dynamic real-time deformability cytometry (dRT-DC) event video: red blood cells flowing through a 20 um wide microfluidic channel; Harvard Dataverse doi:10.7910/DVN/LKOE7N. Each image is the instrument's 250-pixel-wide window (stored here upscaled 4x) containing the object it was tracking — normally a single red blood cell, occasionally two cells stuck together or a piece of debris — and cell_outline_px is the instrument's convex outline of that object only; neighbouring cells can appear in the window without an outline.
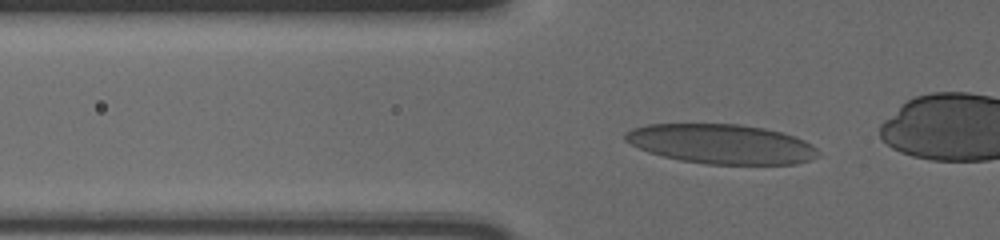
{"species": "human", "species_latin": "Homo sapiens", "temperature_condition": "cold", "stored_images_in_passage": 49, "camera_frame_rate_fps": 3000, "um_per_image_px": 0.085, "donor": {"sex": "male"}, "frame": {"image": 1, "passage_image": 18, "time_ms": 5.667, "image_size_px": [1000, 240], "cell_outline_px": [[820, 156], [796, 164], [708, 164], [680, 160], [648, 152], [624, 140], [624, 132], [632, 128], [648, 124], [740, 124], [764, 128], [780, 132], [804, 140], [812, 144], [816, 148]], "centroid_in_image_um": [61.31, 12.23], "position_along_channel_um": 64.5, "area_um2": 44.39}}
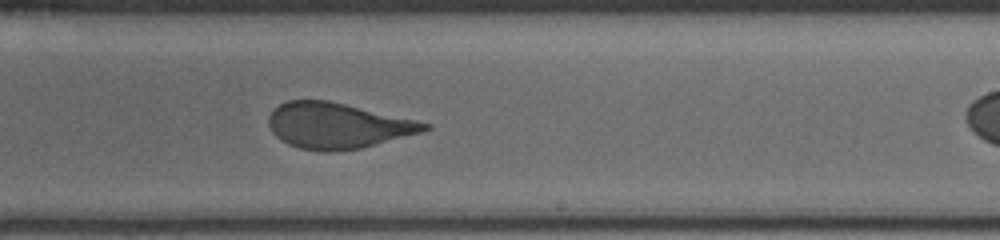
{"frame": {"image": 2, "passage_image": 35, "time_ms": 11.333, "image_size_px": [1000, 240], "cell_outline_px": [[432, 128], [420, 132], [360, 148], [328, 152], [300, 148], [288, 144], [280, 140], [272, 132], [268, 124], [268, 116], [280, 104], [288, 100], [328, 100], [416, 120], [432, 124]], "centroid_in_image_um": [28.66, 10.67], "position_along_channel_um": 260.3, "area_um2": 41.04}}
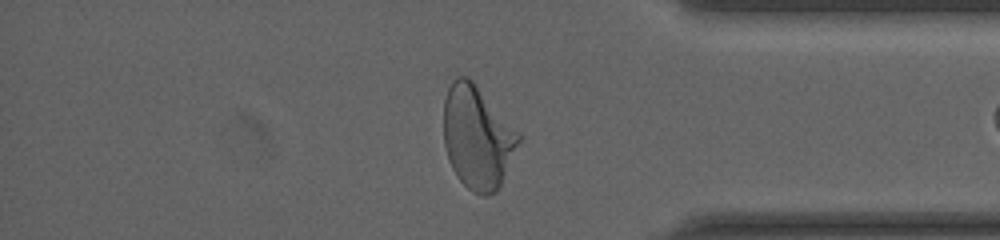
{"frame": {"image": 3, "passage_image": 47, "time_ms": 15.333, "image_size_px": [1000, 240], "cell_outline_px": [[520, 140], [500, 184], [496, 192], [484, 196], [472, 192], [456, 176], [452, 168], [444, 144], [444, 100], [448, 88], [452, 80], [456, 76], [468, 76], [472, 80], [520, 136]], "centroid_in_image_um": [40.52, 11.67], "position_along_channel_um": 394.7, "area_um2": 44.04}}